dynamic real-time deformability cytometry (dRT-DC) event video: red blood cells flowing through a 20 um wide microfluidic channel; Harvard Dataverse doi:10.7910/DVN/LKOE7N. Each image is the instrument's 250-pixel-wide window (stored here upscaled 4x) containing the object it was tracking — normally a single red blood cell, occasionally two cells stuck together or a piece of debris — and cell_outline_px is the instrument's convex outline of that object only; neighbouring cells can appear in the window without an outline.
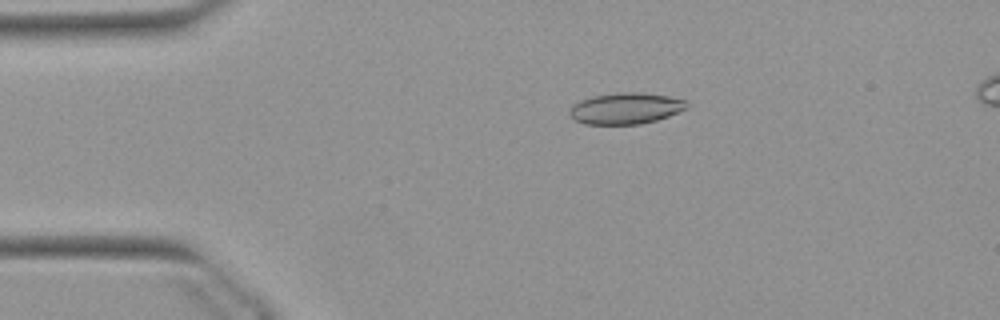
{"species": "Egyptian fruit bat (a non-hibernating species)", "species_latin": "Rousettus aegyptiacus", "temperature_condition": "warm", "stored_images_in_passage": 28, "camera_frame_rate_fps": 3000, "um_per_image_px": 0.085, "animal": {"sex": "female"}, "frame": {"image": 1, "passage_image": 10, "time_ms": 3.0, "image_size_px": [1000, 320], "cell_outline_px": [[688, 108], [668, 116], [656, 120], [640, 124], [584, 124], [576, 120], [568, 112], [572, 104], [580, 100], [592, 96], [620, 92], [640, 92], [668, 96], [684, 100], [688, 104]], "centroid_in_image_um": [53.17, 9.21], "position_along_channel_um": 31.8, "area_um2": 21.33}}
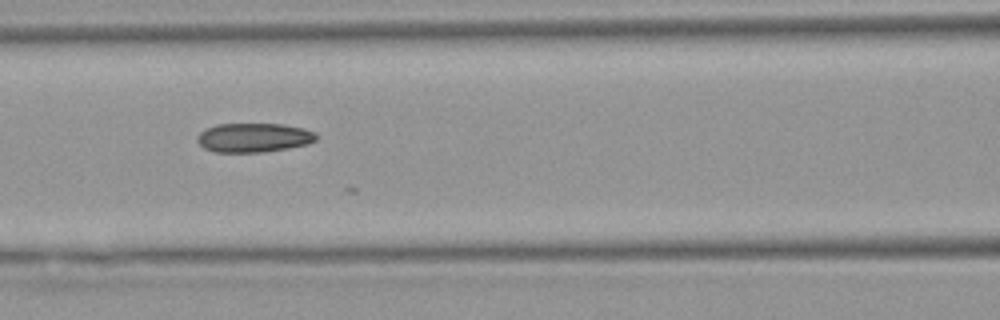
{"frame": {"image": 2, "passage_image": 22, "time_ms": 7.0, "image_size_px": [1000, 320], "cell_outline_px": [[316, 140], [308, 144], [288, 148], [264, 152], [216, 152], [204, 148], [196, 140], [196, 136], [204, 128], [216, 124], [284, 124], [304, 128], [316, 132]], "centroid_in_image_um": [21.55, 11.69], "position_along_channel_um": 145.0, "area_um2": 20.4}}
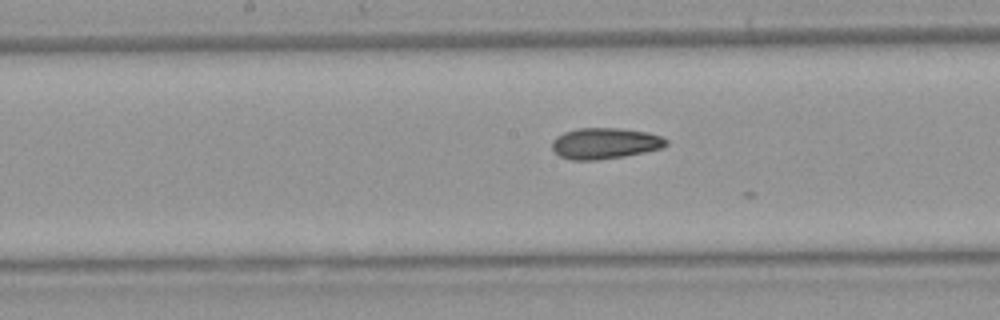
{"frame": {"image": 3, "passage_image": 26, "time_ms": 8.333, "image_size_px": [1000, 320], "cell_outline_px": [[668, 144], [664, 148], [624, 156], [596, 160], [572, 160], [560, 156], [552, 148], [552, 140], [556, 136], [564, 132], [576, 128], [620, 128], [648, 132], [660, 136], [668, 140]], "centroid_in_image_um": [51.43, 12.18], "position_along_channel_um": 196.8, "area_um2": 20.75}}